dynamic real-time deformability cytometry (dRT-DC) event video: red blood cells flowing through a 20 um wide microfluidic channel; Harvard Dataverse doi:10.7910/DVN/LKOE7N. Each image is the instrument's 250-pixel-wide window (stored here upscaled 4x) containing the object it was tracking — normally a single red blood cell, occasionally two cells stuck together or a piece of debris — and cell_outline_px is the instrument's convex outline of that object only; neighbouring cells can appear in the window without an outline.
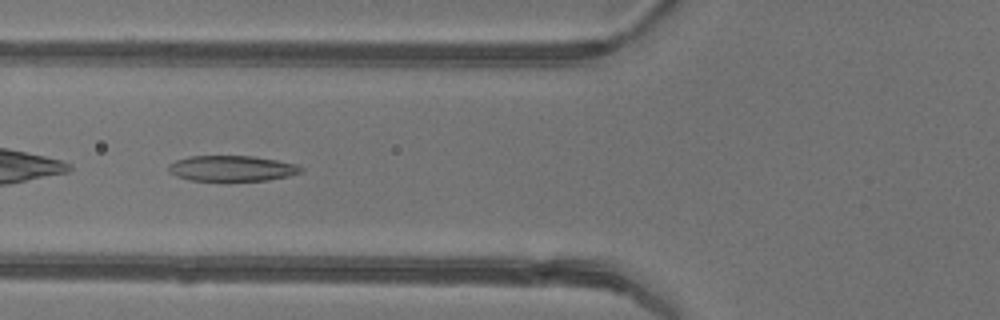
{"species": "common noctule bat (a hibernating species)", "species_latin": "Nyctalus noctula", "temperature_condition": "warm", "stored_images_in_passage": 48, "camera_frame_rate_fps": 3000, "um_per_image_px": 0.085, "animal": {"sex": "female"}, "frame": {"image": 1, "passage_image": 19, "time_ms": 6.0, "image_size_px": [1000, 320], "cell_outline_px": [[304, 168], [300, 172], [288, 176], [268, 180], [192, 180], [176, 176], [168, 172], [168, 164], [176, 160], [188, 156], [252, 156], [276, 160], [296, 164]], "centroid_in_image_um": [19.68, 14.3], "position_along_channel_um": 106.1, "area_um2": 19.59}}
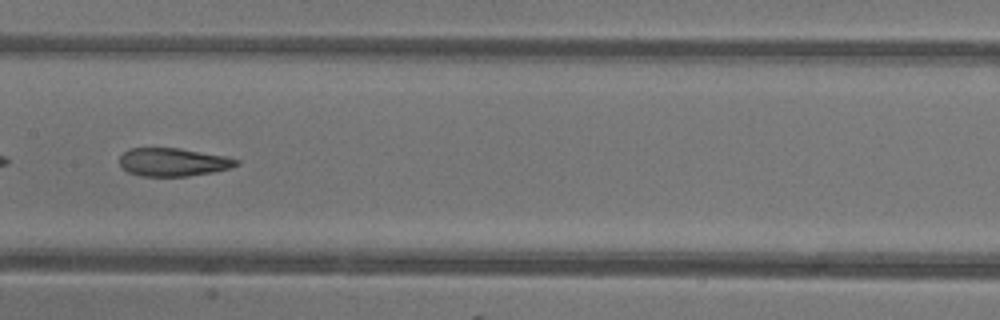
{"frame": {"image": 2, "passage_image": 25, "time_ms": 8.0, "image_size_px": [1000, 320], "cell_outline_px": [[240, 164], [228, 168], [212, 172], [188, 176], [140, 176], [128, 172], [120, 164], [120, 156], [128, 148], [176, 148], [224, 156], [240, 160]], "centroid_in_image_um": [14.69, 13.78], "position_along_channel_um": 192.7, "area_um2": 18.96}}
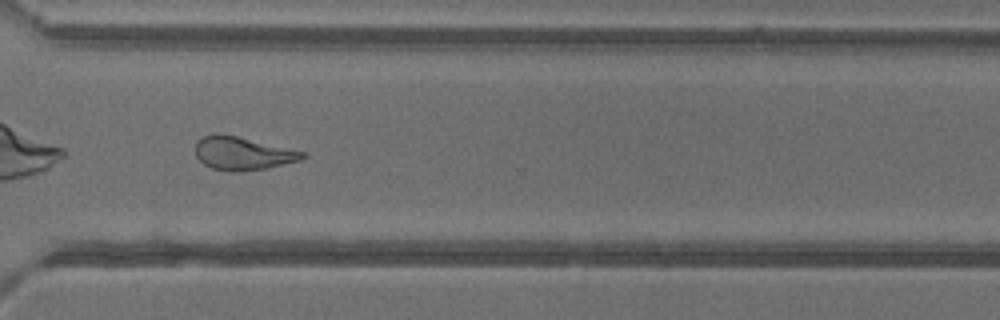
{"frame": {"image": 3, "passage_image": 36, "time_ms": 11.667, "image_size_px": [1000, 320], "cell_outline_px": [[308, 156], [300, 160], [268, 168], [236, 172], [232, 172], [212, 168], [204, 164], [196, 156], [196, 140], [204, 136], [216, 132], [220, 132], [304, 152]], "centroid_in_image_um": [20.59, 13.03], "position_along_channel_um": 350.0, "area_um2": 20.69}, "authors_computed_cell_mechanics": {"area_um2": 22.8599, "velocity_mm_per_s": 4.3028, "shape_relaxation_time_tau1_ms": null, "shape_relaxation_time_tau2_ms": 2.0576, "deformation_change_tau1": null, "deformation_change_tau2": 0.1148}}